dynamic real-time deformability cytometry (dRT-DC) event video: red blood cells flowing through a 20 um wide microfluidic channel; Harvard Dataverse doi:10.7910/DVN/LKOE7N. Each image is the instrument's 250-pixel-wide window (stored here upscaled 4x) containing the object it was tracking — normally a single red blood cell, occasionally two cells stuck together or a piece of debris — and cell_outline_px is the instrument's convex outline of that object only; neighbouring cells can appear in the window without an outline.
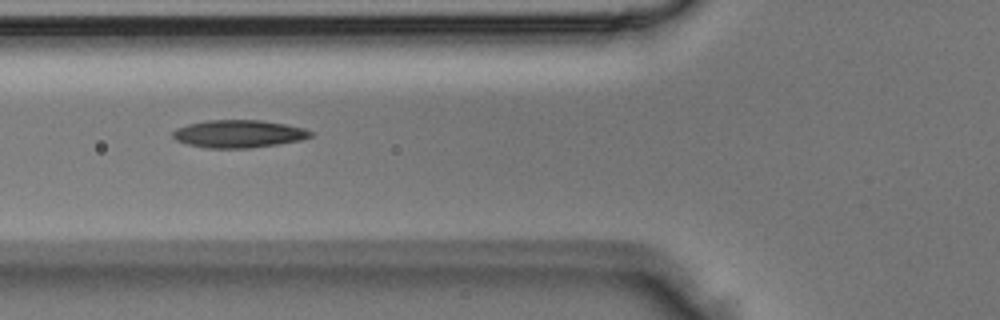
{"species": "Egyptian fruit bat (a non-hibernating species)", "species_latin": "Rousettus aegyptiacus", "temperature_condition": "room temperature", "stored_images_in_passage": 5, "camera_frame_rate_fps": 3000, "um_per_image_px": 0.085, "animal": {"sex": "male"}, "frame": {"image": 1, "passage_image": 4, "time_ms": 1.0, "image_size_px": [1000, 320], "cell_outline_px": [[316, 132], [312, 136], [300, 140], [252, 148], [208, 148], [188, 144], [176, 140], [172, 136], [172, 132], [176, 128], [188, 124], [208, 120], [260, 120], [284, 124], [304, 128]], "centroid_in_image_um": [20.29, 11.37], "position_along_channel_um": 105.5, "area_um2": 22.2}}
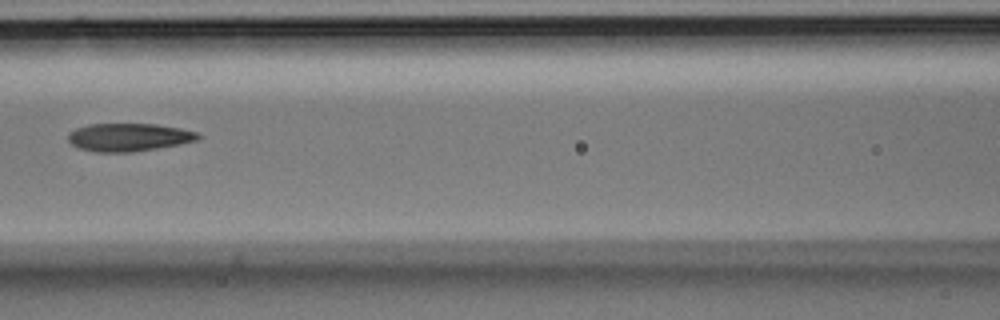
{"frame": {"image": 2, "passage_image": 5, "time_ms": 1.333, "image_size_px": [1000, 320], "cell_outline_px": [[204, 136], [196, 140], [180, 144], [132, 152], [96, 152], [80, 148], [72, 144], [68, 140], [68, 132], [76, 128], [88, 124], [156, 124], [180, 128], [196, 132]], "centroid_in_image_um": [10.94, 11.66], "position_along_channel_um": 155.7, "area_um2": 21.15}}